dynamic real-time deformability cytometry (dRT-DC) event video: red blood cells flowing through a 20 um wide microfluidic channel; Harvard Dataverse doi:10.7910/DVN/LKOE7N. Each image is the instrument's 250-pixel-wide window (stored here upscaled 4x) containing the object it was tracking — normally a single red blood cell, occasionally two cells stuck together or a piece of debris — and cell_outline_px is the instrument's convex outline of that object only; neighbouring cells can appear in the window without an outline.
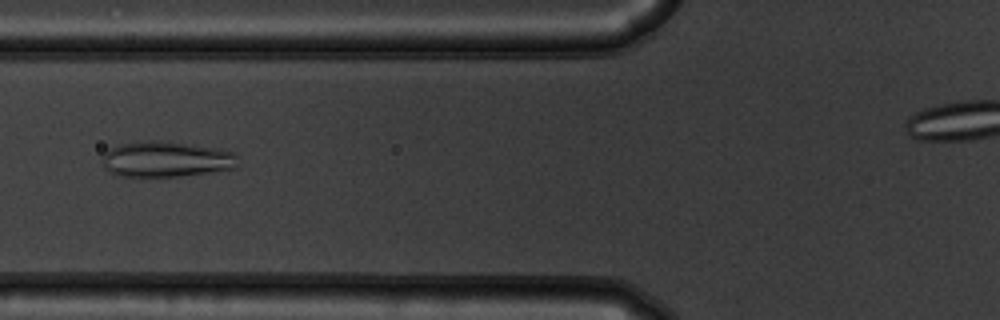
{"species": "common noctule bat (a hibernating species)", "species_latin": "Nyctalus noctula", "temperature_condition": "warm", "stored_images_in_passage": 33, "camera_frame_rate_fps": 3000, "um_per_image_px": 0.085, "animal": {"sex": "male", "body_mass_g": 19.5, "forearm_length_mm": 54.6}, "frame": {"image": 1, "passage_image": 6, "time_ms": 1.667, "image_size_px": [1000, 320], "cell_outline_px": [[236, 168], [212, 172], [180, 176], [116, 176], [108, 172], [104, 168], [104, 152], [120, 144], [148, 140], [160, 140], [216, 148], [236, 152]], "centroid_in_image_um": [14.12, 13.54], "position_along_channel_um": 111.7, "area_um2": 28.15}}